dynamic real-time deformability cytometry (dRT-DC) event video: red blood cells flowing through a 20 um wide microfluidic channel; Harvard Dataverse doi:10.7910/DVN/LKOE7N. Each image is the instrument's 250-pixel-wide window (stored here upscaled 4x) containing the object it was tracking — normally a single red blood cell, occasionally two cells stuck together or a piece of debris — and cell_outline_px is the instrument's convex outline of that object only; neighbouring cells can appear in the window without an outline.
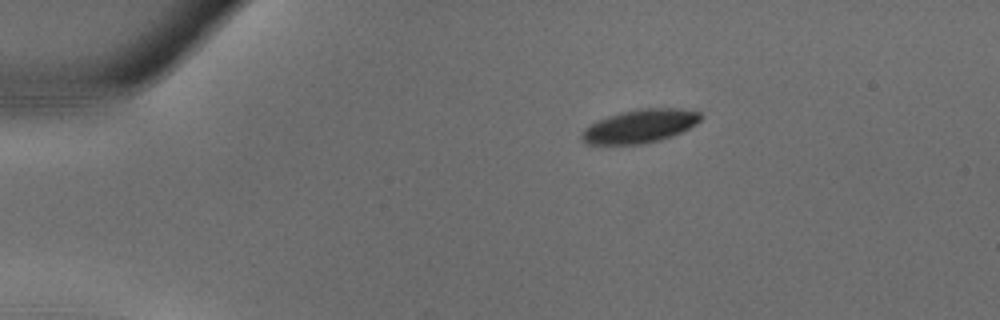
{"species": "common noctule bat (a hibernating species)", "species_latin": "Nyctalus noctula", "temperature_condition": "warm", "stored_images_in_passage": 31, "camera_frame_rate_fps": 3000, "um_per_image_px": 0.085, "animal": {"sex": "male", "body_mass_g": 18.8}, "frame": {"image": 1, "passage_image": 1, "time_ms": 0.0, "image_size_px": [1000, 320], "cell_outline_px": [[700, 120], [696, 124], [680, 132], [660, 140], [640, 144], [588, 144], [580, 140], [580, 132], [584, 128], [608, 116], [620, 112], [640, 108], [676, 108], [700, 112]], "centroid_in_image_um": [54.35, 10.72], "position_along_channel_um": 30.6, "area_um2": 22.95}}
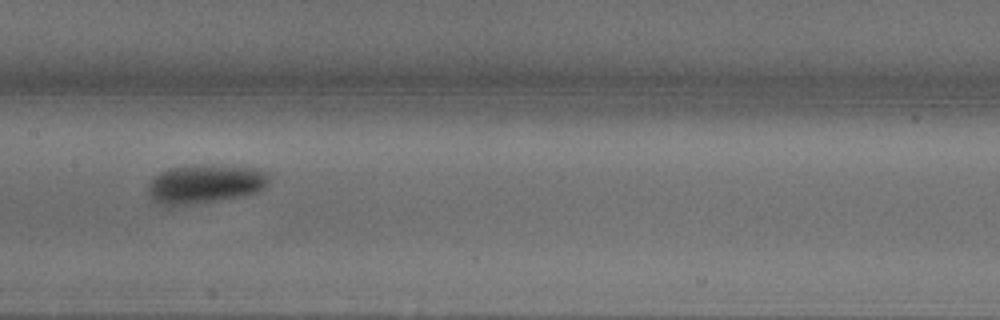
{"frame": {"image": 2, "passage_image": 13, "time_ms": 4.0, "image_size_px": [1000, 320], "cell_outline_px": [[272, 172], [268, 184], [264, 188], [256, 192], [244, 196], [216, 200], [184, 204], [164, 204], [152, 200], [148, 192], [148, 184], [152, 176], [168, 168], [192, 164], [224, 164], [260, 168]], "centroid_in_image_um": [17.51, 15.56], "position_along_channel_um": 189.9, "area_um2": 28.03}}
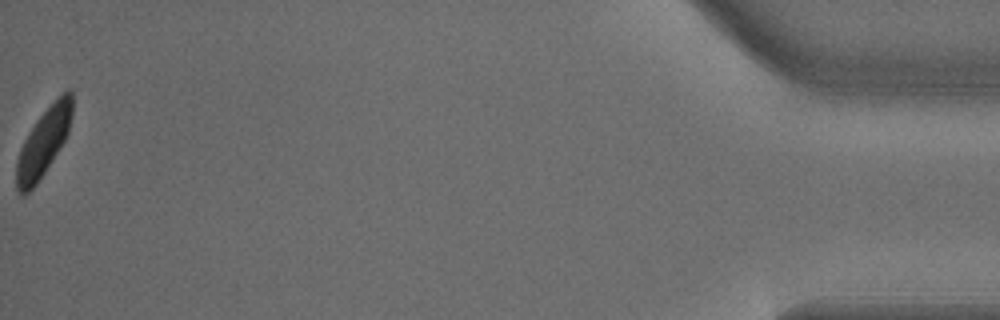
{"frame": {"image": 3, "passage_image": 31, "time_ms": 10.0, "image_size_px": [1000, 320], "cell_outline_px": [[72, 116], [68, 132], [64, 140], [44, 172], [36, 184], [24, 196], [16, 188], [16, 160], [20, 148], [28, 132], [36, 120], [68, 88], [72, 92]], "centroid_in_image_um": [3.68, 12.11], "position_along_channel_um": 431.5, "area_um2": 21.44}}